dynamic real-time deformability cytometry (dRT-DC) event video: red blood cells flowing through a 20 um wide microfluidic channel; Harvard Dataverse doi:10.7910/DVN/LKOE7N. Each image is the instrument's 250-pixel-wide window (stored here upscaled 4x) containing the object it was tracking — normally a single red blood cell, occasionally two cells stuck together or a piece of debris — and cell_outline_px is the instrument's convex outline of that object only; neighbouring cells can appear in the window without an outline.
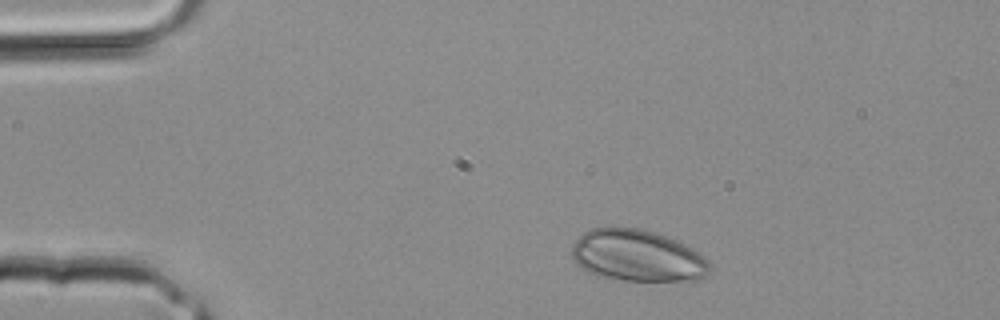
{"species": "common noctule bat (a hibernating species)", "species_latin": "Nyctalus noctula", "temperature_condition": "room temperature", "stored_images_in_passage": 2, "camera_frame_rate_fps": 3000, "um_per_image_px": 0.085, "animal": {"sex": "male", "body_mass_g": 20.4}, "frame": {"image": 1, "passage_image": 1, "time_ms": 0.0, "image_size_px": [1000, 320], "cell_outline_px": [[712, 264], [708, 272], [700, 280], [612, 280], [596, 276], [580, 268], [576, 264], [572, 256], [572, 244], [584, 232], [592, 228], [640, 228], [676, 240], [692, 248], [704, 256]], "centroid_in_image_um": [54.16, 21.75], "position_along_channel_um": 30.8, "area_um2": 41.56}}